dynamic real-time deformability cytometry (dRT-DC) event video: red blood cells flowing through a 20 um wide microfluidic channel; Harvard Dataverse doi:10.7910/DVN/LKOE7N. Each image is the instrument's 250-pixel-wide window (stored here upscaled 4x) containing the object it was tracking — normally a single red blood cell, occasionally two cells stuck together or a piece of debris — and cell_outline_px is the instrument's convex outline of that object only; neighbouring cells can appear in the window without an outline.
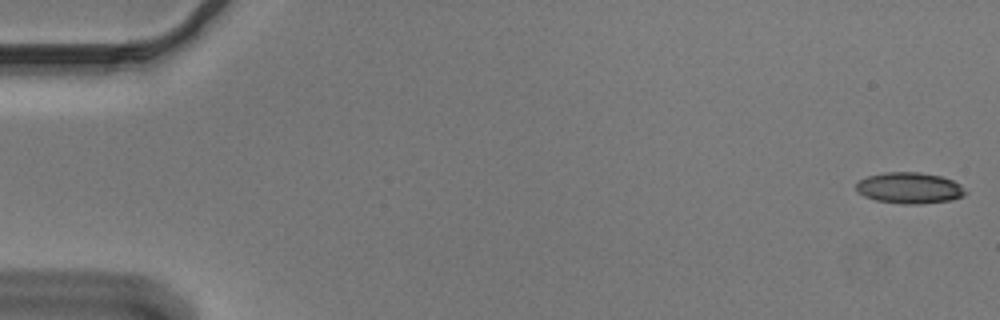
{"species": "Egyptian fruit bat (a non-hibernating species)", "species_latin": "Rousettus aegyptiacus", "temperature_condition": "cold", "stored_images_in_passage": 54, "camera_frame_rate_fps": 3000, "um_per_image_px": 0.085, "animal": {"sex": "male"}, "frame": {"image": 1, "passage_image": 1, "time_ms": 0.0, "image_size_px": [1000, 320], "cell_outline_px": [[968, 192], [964, 196], [952, 200], [920, 204], [900, 204], [876, 200], [864, 196], [856, 188], [856, 184], [860, 180], [868, 176], [884, 172], [920, 172], [940, 176], [952, 180], [960, 184]], "centroid_in_image_um": [77.34, 15.98], "position_along_channel_um": 7.7, "area_um2": 19.88}}
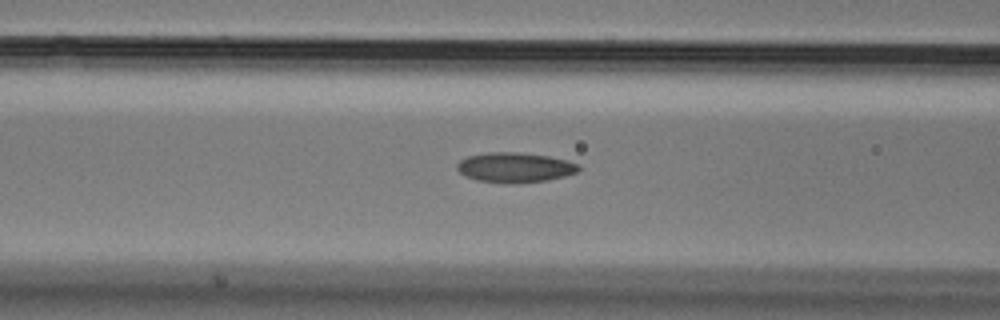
{"frame": {"image": 2, "passage_image": 22, "time_ms": 7.0, "image_size_px": [1000, 320], "cell_outline_px": [[580, 168], [576, 172], [564, 176], [548, 180], [512, 184], [504, 184], [476, 180], [464, 176], [456, 168], [456, 164], [460, 160], [468, 156], [488, 152], [520, 152], [548, 156], [568, 160], [580, 164]], "centroid_in_image_um": [43.75, 14.24], "position_along_channel_um": 122.9, "area_um2": 21.5}}
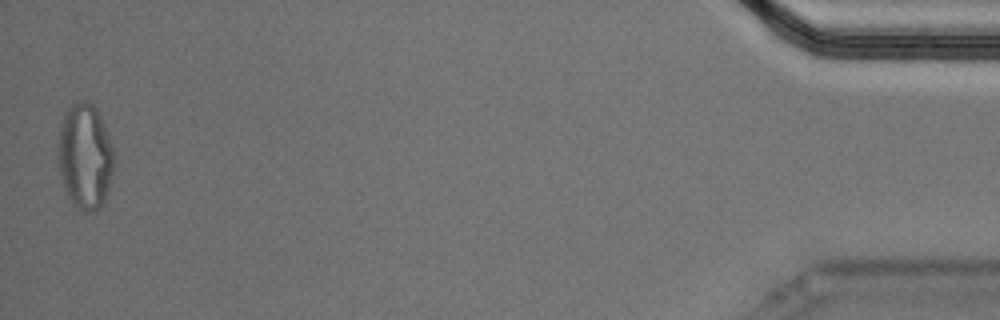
{"frame": {"image": 3, "passage_image": 54, "time_ms": 17.667, "image_size_px": [1000, 320], "cell_outline_px": [[116, 160], [108, 188], [104, 200], [96, 212], [84, 212], [68, 196], [60, 172], [56, 156], [60, 128], [64, 116], [72, 104], [76, 100], [88, 100], [96, 108], [100, 116], [112, 148]], "centroid_in_image_um": [7.23, 13.27], "position_along_channel_um": 428.0, "area_um2": 34.16}, "authors_computed_cell_mechanics": {"area_um2": 20.6346, "velocity_mm_per_s": 3.6777, "shape_relaxation_time_tau1_ms": 8.5494, "shape_relaxation_time_tau2_ms": 3.9951, "deformation_change_tau1": 0.1873, "deformation_change_tau2": 0.104}}